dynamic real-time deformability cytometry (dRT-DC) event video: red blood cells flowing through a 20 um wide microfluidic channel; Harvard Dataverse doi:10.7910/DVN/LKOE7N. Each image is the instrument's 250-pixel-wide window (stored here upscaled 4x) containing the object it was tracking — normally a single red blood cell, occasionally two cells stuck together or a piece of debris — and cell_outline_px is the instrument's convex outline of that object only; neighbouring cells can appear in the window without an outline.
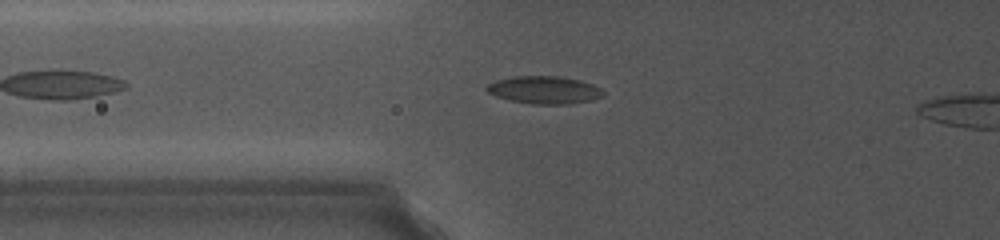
{"species": "common noctule bat (a hibernating species)", "species_latin": "Nyctalus noctula", "temperature_condition": "cold", "stored_images_in_passage": 36, "camera_frame_rate_fps": 5000, "um_per_image_px": 0.085, "animal": {"sex": "female", "body_mass_g": 19.0, "forearm_length_mm": 56.7}, "frame": {"image": 1, "passage_image": 7, "time_ms": 1.8, "image_size_px": [1000, 240], "cell_outline_px": [[604, 96], [592, 100], [572, 104], [532, 104], [508, 100], [496, 96], [488, 92], [484, 88], [488, 84], [496, 80], [512, 76], [560, 76], [580, 80], [592, 84], [600, 88], [604, 92]], "centroid_in_image_um": [46.27, 7.65], "position_along_channel_um": 79.5, "area_um2": 18.96}}
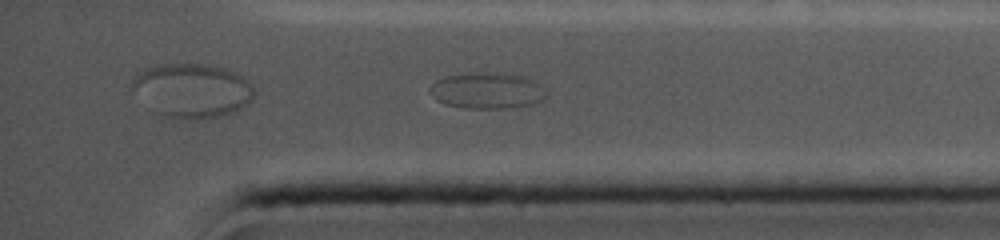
{"frame": {"image": 2, "passage_image": 33, "time_ms": 10.6, "image_size_px": [1000, 240], "cell_outline_px": [[548, 96], [544, 100], [532, 104], [504, 108], [468, 108], [444, 104], [436, 100], [428, 92], [428, 88], [436, 80], [448, 76], [480, 72], [512, 72], [524, 76], [540, 84], [548, 92]], "centroid_in_image_um": [41.44, 7.69], "position_along_channel_um": 393.8, "area_um2": 24.91}}
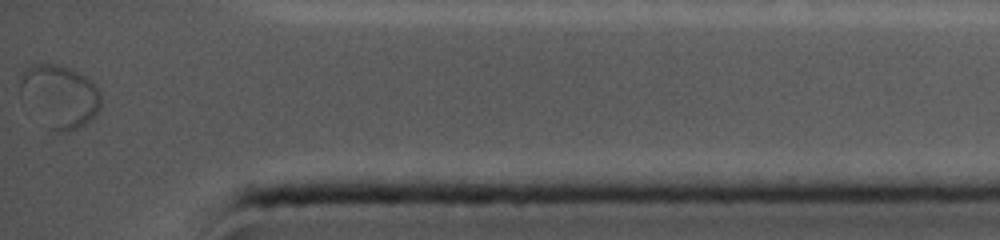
{"frame": {"image": 3, "passage_image": 36, "time_ms": 11.8, "image_size_px": [1000, 240], "cell_outline_px": [[100, 108], [84, 124], [68, 132], [64, 132], [48, 128], [20, 92], [20, 84], [24, 72], [32, 64], [56, 64], [72, 68], [80, 72], [92, 80], [100, 92]], "centroid_in_image_um": [5.12, 8.13], "position_along_channel_um": 430.1, "area_um2": 28.78}}